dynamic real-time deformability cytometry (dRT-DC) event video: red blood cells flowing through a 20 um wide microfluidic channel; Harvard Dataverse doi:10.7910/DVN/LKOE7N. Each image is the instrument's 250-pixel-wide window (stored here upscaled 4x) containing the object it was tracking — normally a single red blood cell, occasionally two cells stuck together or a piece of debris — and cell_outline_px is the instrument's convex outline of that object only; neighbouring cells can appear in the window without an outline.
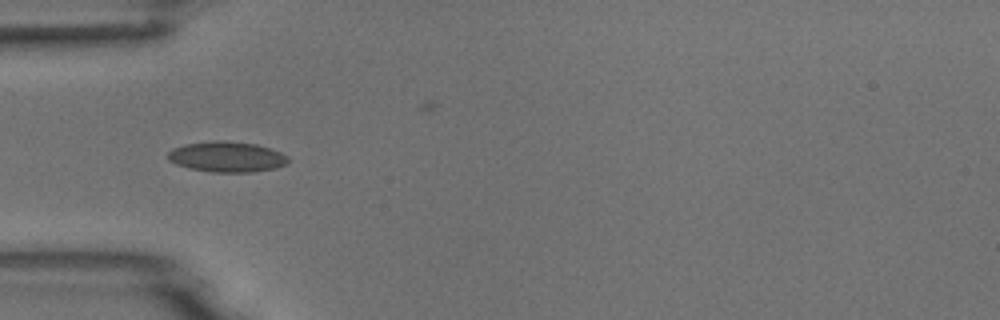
{"species": "common noctule bat (a hibernating species)", "species_latin": "Nyctalus noctula", "temperature_condition": "room temperature", "stored_images_in_passage": 3, "camera_frame_rate_fps": 3000, "um_per_image_px": 0.085, "animal": {"sex": "male", "body_mass_g": 18.8}, "frame": {"image": 1, "passage_image": 1, "time_ms": 0.0, "image_size_px": [1000, 320], "cell_outline_px": [[288, 164], [276, 168], [252, 172], [212, 172], [192, 168], [176, 164], [168, 160], [168, 152], [172, 148], [184, 144], [212, 140], [224, 140], [256, 144], [280, 152], [288, 156]], "centroid_in_image_um": [19.28, 13.32], "position_along_channel_um": 65.7, "area_um2": 21.44}}